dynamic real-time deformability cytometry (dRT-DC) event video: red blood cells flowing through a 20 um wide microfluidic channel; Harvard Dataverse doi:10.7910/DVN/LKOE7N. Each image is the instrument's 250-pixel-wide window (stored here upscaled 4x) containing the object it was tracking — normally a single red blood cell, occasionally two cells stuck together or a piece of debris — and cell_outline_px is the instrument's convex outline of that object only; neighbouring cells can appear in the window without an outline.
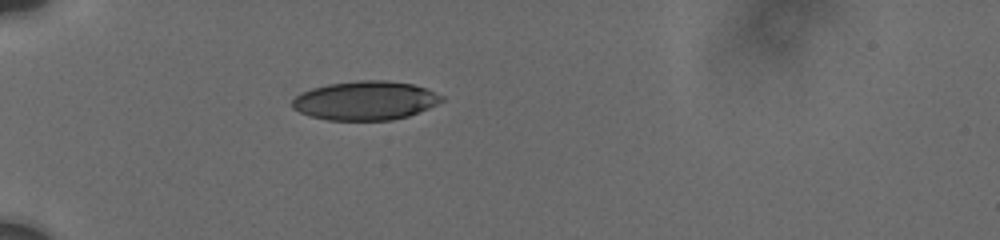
{"species": "human", "species_latin": "Homo sapiens", "temperature_condition": "cold", "stored_images_in_passage": 31, "camera_frame_rate_fps": 3000, "um_per_image_px": 0.085, "donor": {"sex": "male"}, "frame": {"image": 1, "passage_image": 1, "time_ms": 0.0, "image_size_px": [1000, 240], "cell_outline_px": [[444, 100], [428, 108], [408, 116], [392, 120], [328, 120], [312, 116], [300, 112], [292, 108], [292, 100], [300, 92], [312, 88], [328, 84], [356, 80], [388, 80], [412, 84], [424, 88], [444, 96]], "centroid_in_image_um": [31.04, 8.54], "position_along_channel_um": 54.0, "area_um2": 33.87}}
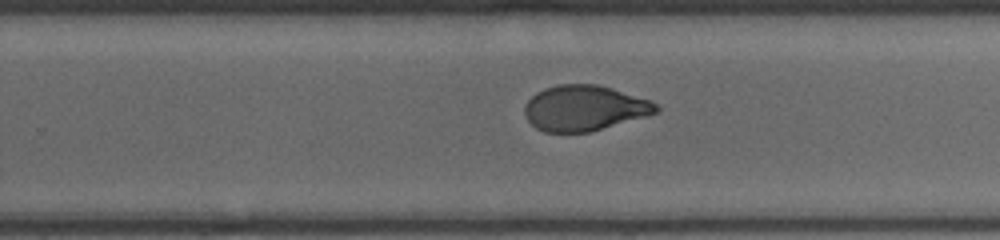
{"frame": {"image": 2, "passage_image": 15, "time_ms": 6.667, "image_size_px": [1000, 240], "cell_outline_px": [[660, 112], [588, 132], [544, 132], [536, 128], [528, 120], [524, 112], [524, 108], [528, 100], [536, 92], [544, 88], [556, 84], [600, 84], [648, 100], [656, 104], [660, 108]], "centroid_in_image_um": [49.65, 9.17], "position_along_channel_um": 280.2, "area_um2": 34.68}}
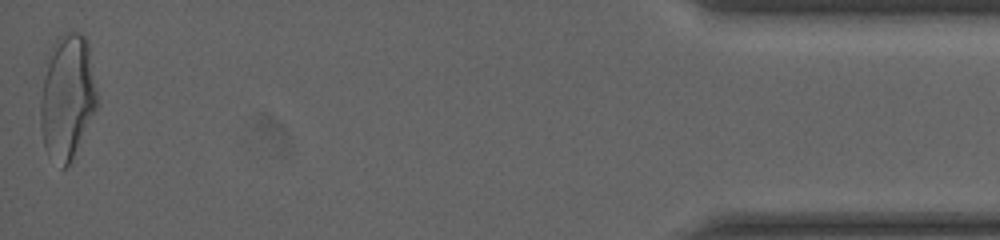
{"frame": {"image": 3, "passage_image": 31, "time_ms": 12.667, "image_size_px": [1000, 240], "cell_outline_px": [[100, 104], [72, 160], [64, 168], [60, 168], [44, 148], [40, 124], [40, 100], [48, 52], [56, 40], [60, 36], [68, 32], [80, 32], [88, 40]], "centroid_in_image_um": [5.75, 8.25], "position_along_channel_um": 429.5, "area_um2": 42.02}, "authors_computed_cell_mechanics": {"area_um2": 35.7782, "velocity_mm_per_s": 3.7492, "shape_relaxation_time_tau1_ms": 5.2932, "shape_relaxation_time_tau2_ms": 0.8594, "deformation_change_tau1": 0.1605, "deformation_change_tau2": 0.0488}}